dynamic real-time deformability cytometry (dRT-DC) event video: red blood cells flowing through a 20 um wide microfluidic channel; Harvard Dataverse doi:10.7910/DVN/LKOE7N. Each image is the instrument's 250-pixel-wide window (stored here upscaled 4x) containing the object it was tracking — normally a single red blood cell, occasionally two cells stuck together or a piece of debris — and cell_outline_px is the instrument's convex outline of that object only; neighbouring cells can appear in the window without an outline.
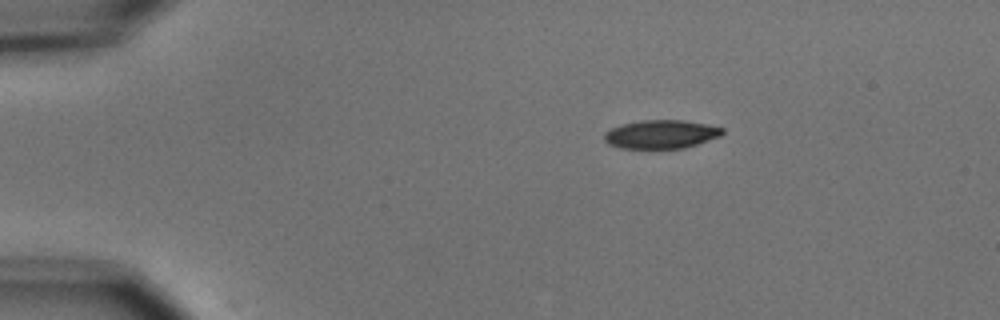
{"species": "common noctule bat (a hibernating species)", "species_latin": "Nyctalus noctula", "temperature_condition": "cold", "stored_images_in_passage": 3, "camera_frame_rate_fps": 3000, "um_per_image_px": 0.085, "animal": {"sex": "male", "body_mass_g": 15.6}, "frame": {"image": 1, "passage_image": 1, "time_ms": 0.0, "image_size_px": [1000, 320], "cell_outline_px": [[724, 132], [720, 136], [684, 148], [620, 148], [608, 144], [604, 140], [604, 132], [620, 124], [640, 120], [684, 120], [724, 128]], "centroid_in_image_um": [56.15, 11.4], "position_along_channel_um": 28.9, "area_um2": 19.59}}